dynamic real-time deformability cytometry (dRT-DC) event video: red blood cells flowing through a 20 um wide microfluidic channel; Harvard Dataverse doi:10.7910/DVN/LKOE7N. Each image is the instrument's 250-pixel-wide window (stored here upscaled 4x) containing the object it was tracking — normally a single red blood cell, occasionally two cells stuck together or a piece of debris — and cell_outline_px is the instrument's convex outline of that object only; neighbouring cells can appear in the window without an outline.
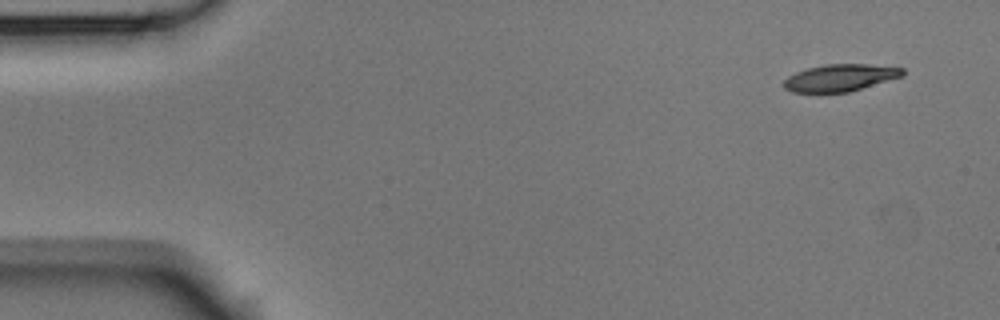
{"species": "Egyptian fruit bat (a non-hibernating species)", "species_latin": "Rousettus aegyptiacus", "temperature_condition": "room temperature", "stored_images_in_passage": 5, "camera_frame_rate_fps": 3000, "um_per_image_px": 0.085, "animal": {"sex": "male"}, "frame": {"image": 1, "passage_image": 1, "time_ms": 0.0, "image_size_px": [1000, 320], "cell_outline_px": [[904, 76], [848, 92], [792, 92], [784, 88], [784, 80], [788, 76], [796, 72], [808, 68], [828, 64], [868, 64], [904, 68]], "centroid_in_image_um": [71.43, 6.6], "position_along_channel_um": 13.6, "area_um2": 18.61}}
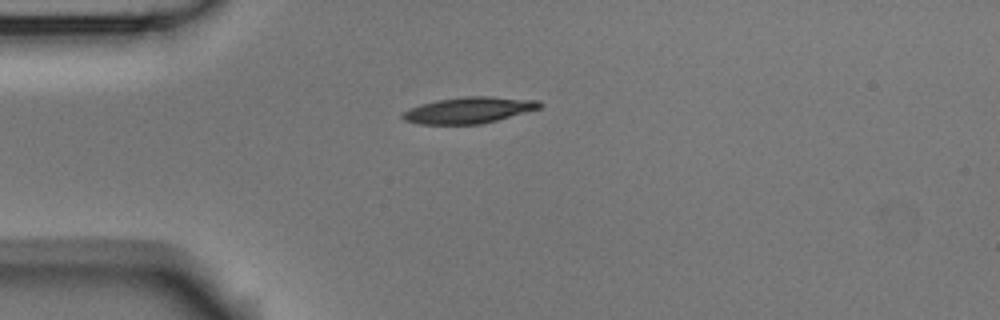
{"frame": {"image": 2, "passage_image": 4, "time_ms": 1.0, "image_size_px": [1000, 320], "cell_outline_px": [[544, 104], [540, 108], [496, 120], [480, 124], [420, 124], [404, 120], [400, 116], [404, 112], [420, 104], [436, 100], [464, 96], [488, 96], [540, 100]], "centroid_in_image_um": [39.87, 9.35], "position_along_channel_um": 45.1, "area_um2": 20.87}}
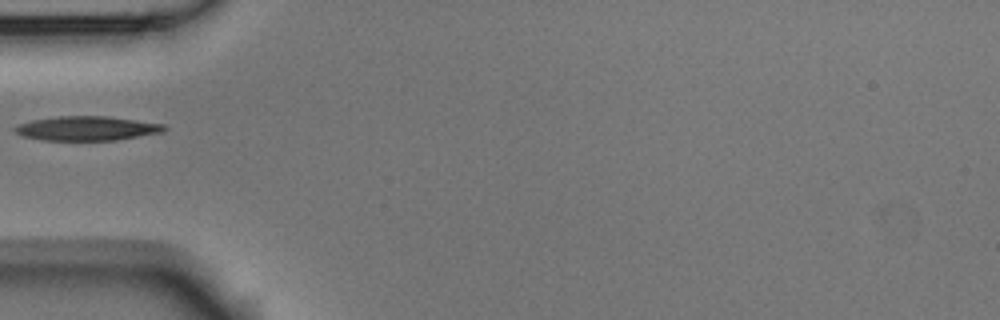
{"frame": {"image": 3, "passage_image": 5, "time_ms": 1.333, "image_size_px": [1000, 320], "cell_outline_px": [[168, 128], [164, 132], [116, 140], [44, 140], [20, 136], [12, 128], [20, 124], [32, 120], [60, 116], [108, 116], [164, 124]], "centroid_in_image_um": [7.4, 10.91], "position_along_channel_um": 77.6, "area_um2": 21.15}}